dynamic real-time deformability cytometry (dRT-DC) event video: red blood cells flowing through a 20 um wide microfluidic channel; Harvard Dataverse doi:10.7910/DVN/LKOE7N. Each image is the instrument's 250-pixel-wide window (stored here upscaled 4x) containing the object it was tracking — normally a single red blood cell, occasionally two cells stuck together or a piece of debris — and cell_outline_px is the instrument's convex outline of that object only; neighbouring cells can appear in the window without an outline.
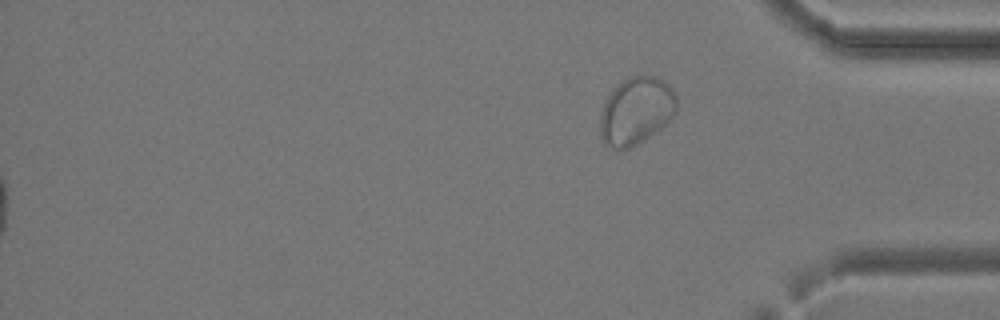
{"species": "common noctule bat (a hibernating species)", "species_latin": "Nyctalus noctula", "temperature_condition": "cold", "stored_images_in_passage": 40, "segment_of_instrument_passage": [2, 2], "camera_frame_rate_fps": 3000, "um_per_image_px": 0.085, "animal": {"sex": "female", "body_mass_g": 24.6, "forearm_length_mm": 56.2}, "frame": {"image": 1, "passage_image": 40, "time_ms": 13.0, "image_size_px": [1000, 320], "cell_outline_px": [[676, 112], [656, 132], [636, 144], [620, 152], [604, 144], [600, 140], [600, 112], [612, 88], [624, 80], [632, 76], [656, 76], [664, 80], [672, 88], [676, 96]], "centroid_in_image_um": [54.04, 9.44], "position_along_channel_um": 381.2, "area_um2": 30.23}}